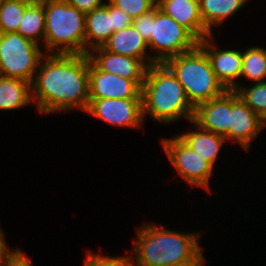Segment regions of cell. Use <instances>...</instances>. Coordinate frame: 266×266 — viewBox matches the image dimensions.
<instances>
[{
	"mask_svg": "<svg viewBox=\"0 0 266 266\" xmlns=\"http://www.w3.org/2000/svg\"><path fill=\"white\" fill-rule=\"evenodd\" d=\"M31 98L41 114L89 106V56L87 54H45L31 83Z\"/></svg>",
	"mask_w": 266,
	"mask_h": 266,
	"instance_id": "1",
	"label": "cell"
},
{
	"mask_svg": "<svg viewBox=\"0 0 266 266\" xmlns=\"http://www.w3.org/2000/svg\"><path fill=\"white\" fill-rule=\"evenodd\" d=\"M135 233L129 251L134 266H205L199 232H178L144 222Z\"/></svg>",
	"mask_w": 266,
	"mask_h": 266,
	"instance_id": "2",
	"label": "cell"
},
{
	"mask_svg": "<svg viewBox=\"0 0 266 266\" xmlns=\"http://www.w3.org/2000/svg\"><path fill=\"white\" fill-rule=\"evenodd\" d=\"M141 94L144 120L149 115L158 124L171 125L181 118L192 121L194 107L188 101L183 86L165 63L148 66Z\"/></svg>",
	"mask_w": 266,
	"mask_h": 266,
	"instance_id": "3",
	"label": "cell"
},
{
	"mask_svg": "<svg viewBox=\"0 0 266 266\" xmlns=\"http://www.w3.org/2000/svg\"><path fill=\"white\" fill-rule=\"evenodd\" d=\"M45 54H86V14L67 0H44Z\"/></svg>",
	"mask_w": 266,
	"mask_h": 266,
	"instance_id": "4",
	"label": "cell"
},
{
	"mask_svg": "<svg viewBox=\"0 0 266 266\" xmlns=\"http://www.w3.org/2000/svg\"><path fill=\"white\" fill-rule=\"evenodd\" d=\"M164 63L175 74L194 108L227 91L215 76L206 52L199 45L191 51L167 59Z\"/></svg>",
	"mask_w": 266,
	"mask_h": 266,
	"instance_id": "5",
	"label": "cell"
},
{
	"mask_svg": "<svg viewBox=\"0 0 266 266\" xmlns=\"http://www.w3.org/2000/svg\"><path fill=\"white\" fill-rule=\"evenodd\" d=\"M148 49L152 50L151 65L194 49L199 41L157 5L152 9V28Z\"/></svg>",
	"mask_w": 266,
	"mask_h": 266,
	"instance_id": "6",
	"label": "cell"
},
{
	"mask_svg": "<svg viewBox=\"0 0 266 266\" xmlns=\"http://www.w3.org/2000/svg\"><path fill=\"white\" fill-rule=\"evenodd\" d=\"M45 52L17 32L0 33V76L32 83Z\"/></svg>",
	"mask_w": 266,
	"mask_h": 266,
	"instance_id": "7",
	"label": "cell"
},
{
	"mask_svg": "<svg viewBox=\"0 0 266 266\" xmlns=\"http://www.w3.org/2000/svg\"><path fill=\"white\" fill-rule=\"evenodd\" d=\"M161 145L178 176L184 179L191 187H200L208 193L212 192L209 183L214 168L207 161L177 135L170 138H162Z\"/></svg>",
	"mask_w": 266,
	"mask_h": 266,
	"instance_id": "8",
	"label": "cell"
},
{
	"mask_svg": "<svg viewBox=\"0 0 266 266\" xmlns=\"http://www.w3.org/2000/svg\"><path fill=\"white\" fill-rule=\"evenodd\" d=\"M86 113L119 128H141L145 122L142 99H89Z\"/></svg>",
	"mask_w": 266,
	"mask_h": 266,
	"instance_id": "9",
	"label": "cell"
},
{
	"mask_svg": "<svg viewBox=\"0 0 266 266\" xmlns=\"http://www.w3.org/2000/svg\"><path fill=\"white\" fill-rule=\"evenodd\" d=\"M141 92L135 81L101 71L89 58V99H142Z\"/></svg>",
	"mask_w": 266,
	"mask_h": 266,
	"instance_id": "10",
	"label": "cell"
},
{
	"mask_svg": "<svg viewBox=\"0 0 266 266\" xmlns=\"http://www.w3.org/2000/svg\"><path fill=\"white\" fill-rule=\"evenodd\" d=\"M266 128L264 121L231 90L230 140L248 151L258 134ZM233 140V141H232Z\"/></svg>",
	"mask_w": 266,
	"mask_h": 266,
	"instance_id": "11",
	"label": "cell"
},
{
	"mask_svg": "<svg viewBox=\"0 0 266 266\" xmlns=\"http://www.w3.org/2000/svg\"><path fill=\"white\" fill-rule=\"evenodd\" d=\"M212 35L207 36L198 45L206 52L215 76L227 90H235L240 84L242 71V51L238 49H219L212 40Z\"/></svg>",
	"mask_w": 266,
	"mask_h": 266,
	"instance_id": "12",
	"label": "cell"
},
{
	"mask_svg": "<svg viewBox=\"0 0 266 266\" xmlns=\"http://www.w3.org/2000/svg\"><path fill=\"white\" fill-rule=\"evenodd\" d=\"M87 55L99 70L133 80L142 88L148 66L141 59L116 54L102 46L92 49Z\"/></svg>",
	"mask_w": 266,
	"mask_h": 266,
	"instance_id": "13",
	"label": "cell"
},
{
	"mask_svg": "<svg viewBox=\"0 0 266 266\" xmlns=\"http://www.w3.org/2000/svg\"><path fill=\"white\" fill-rule=\"evenodd\" d=\"M231 90L194 108L192 121L200 128L230 141Z\"/></svg>",
	"mask_w": 266,
	"mask_h": 266,
	"instance_id": "14",
	"label": "cell"
},
{
	"mask_svg": "<svg viewBox=\"0 0 266 266\" xmlns=\"http://www.w3.org/2000/svg\"><path fill=\"white\" fill-rule=\"evenodd\" d=\"M157 7L186 28L198 41L213 35L204 27L199 0H157Z\"/></svg>",
	"mask_w": 266,
	"mask_h": 266,
	"instance_id": "15",
	"label": "cell"
},
{
	"mask_svg": "<svg viewBox=\"0 0 266 266\" xmlns=\"http://www.w3.org/2000/svg\"><path fill=\"white\" fill-rule=\"evenodd\" d=\"M102 47L116 54L141 59L147 66L151 65V56L147 54L148 43L133 25L112 33Z\"/></svg>",
	"mask_w": 266,
	"mask_h": 266,
	"instance_id": "16",
	"label": "cell"
},
{
	"mask_svg": "<svg viewBox=\"0 0 266 266\" xmlns=\"http://www.w3.org/2000/svg\"><path fill=\"white\" fill-rule=\"evenodd\" d=\"M190 123L195 126L196 130L183 132L177 136L214 168L215 162L219 158V152H221L223 144L226 143V138L200 128L193 121Z\"/></svg>",
	"mask_w": 266,
	"mask_h": 266,
	"instance_id": "17",
	"label": "cell"
},
{
	"mask_svg": "<svg viewBox=\"0 0 266 266\" xmlns=\"http://www.w3.org/2000/svg\"><path fill=\"white\" fill-rule=\"evenodd\" d=\"M112 33V15L109 13V2L105 0L102 6L86 14V54L94 48L103 46Z\"/></svg>",
	"mask_w": 266,
	"mask_h": 266,
	"instance_id": "18",
	"label": "cell"
},
{
	"mask_svg": "<svg viewBox=\"0 0 266 266\" xmlns=\"http://www.w3.org/2000/svg\"><path fill=\"white\" fill-rule=\"evenodd\" d=\"M31 103V83L0 76V110L15 111Z\"/></svg>",
	"mask_w": 266,
	"mask_h": 266,
	"instance_id": "19",
	"label": "cell"
},
{
	"mask_svg": "<svg viewBox=\"0 0 266 266\" xmlns=\"http://www.w3.org/2000/svg\"><path fill=\"white\" fill-rule=\"evenodd\" d=\"M248 0H199L200 15L204 27L212 34L213 27L235 15Z\"/></svg>",
	"mask_w": 266,
	"mask_h": 266,
	"instance_id": "20",
	"label": "cell"
},
{
	"mask_svg": "<svg viewBox=\"0 0 266 266\" xmlns=\"http://www.w3.org/2000/svg\"><path fill=\"white\" fill-rule=\"evenodd\" d=\"M17 33L39 45L45 37L44 0H33L25 9ZM41 40V41H40Z\"/></svg>",
	"mask_w": 266,
	"mask_h": 266,
	"instance_id": "21",
	"label": "cell"
},
{
	"mask_svg": "<svg viewBox=\"0 0 266 266\" xmlns=\"http://www.w3.org/2000/svg\"><path fill=\"white\" fill-rule=\"evenodd\" d=\"M258 83L266 80V50L260 46L249 47L242 51L241 78Z\"/></svg>",
	"mask_w": 266,
	"mask_h": 266,
	"instance_id": "22",
	"label": "cell"
},
{
	"mask_svg": "<svg viewBox=\"0 0 266 266\" xmlns=\"http://www.w3.org/2000/svg\"><path fill=\"white\" fill-rule=\"evenodd\" d=\"M33 0H5L0 7V33L18 31L26 7Z\"/></svg>",
	"mask_w": 266,
	"mask_h": 266,
	"instance_id": "23",
	"label": "cell"
},
{
	"mask_svg": "<svg viewBox=\"0 0 266 266\" xmlns=\"http://www.w3.org/2000/svg\"><path fill=\"white\" fill-rule=\"evenodd\" d=\"M234 91L252 111L266 121V81L253 83L249 88L239 84Z\"/></svg>",
	"mask_w": 266,
	"mask_h": 266,
	"instance_id": "24",
	"label": "cell"
},
{
	"mask_svg": "<svg viewBox=\"0 0 266 266\" xmlns=\"http://www.w3.org/2000/svg\"><path fill=\"white\" fill-rule=\"evenodd\" d=\"M115 7L121 9L132 19L151 11L156 5L157 0H107Z\"/></svg>",
	"mask_w": 266,
	"mask_h": 266,
	"instance_id": "25",
	"label": "cell"
},
{
	"mask_svg": "<svg viewBox=\"0 0 266 266\" xmlns=\"http://www.w3.org/2000/svg\"><path fill=\"white\" fill-rule=\"evenodd\" d=\"M83 266H134L130 254L124 256H106L102 254L88 252L85 255Z\"/></svg>",
	"mask_w": 266,
	"mask_h": 266,
	"instance_id": "26",
	"label": "cell"
},
{
	"mask_svg": "<svg viewBox=\"0 0 266 266\" xmlns=\"http://www.w3.org/2000/svg\"><path fill=\"white\" fill-rule=\"evenodd\" d=\"M109 13L112 15L113 33L132 25L133 19L121 9L109 2Z\"/></svg>",
	"mask_w": 266,
	"mask_h": 266,
	"instance_id": "27",
	"label": "cell"
},
{
	"mask_svg": "<svg viewBox=\"0 0 266 266\" xmlns=\"http://www.w3.org/2000/svg\"><path fill=\"white\" fill-rule=\"evenodd\" d=\"M132 25L141 34L146 42L150 40L152 28V10L133 19Z\"/></svg>",
	"mask_w": 266,
	"mask_h": 266,
	"instance_id": "28",
	"label": "cell"
},
{
	"mask_svg": "<svg viewBox=\"0 0 266 266\" xmlns=\"http://www.w3.org/2000/svg\"><path fill=\"white\" fill-rule=\"evenodd\" d=\"M67 2L85 14L92 12L105 3L104 0H67Z\"/></svg>",
	"mask_w": 266,
	"mask_h": 266,
	"instance_id": "29",
	"label": "cell"
},
{
	"mask_svg": "<svg viewBox=\"0 0 266 266\" xmlns=\"http://www.w3.org/2000/svg\"><path fill=\"white\" fill-rule=\"evenodd\" d=\"M6 234H4L3 228L0 226V265L5 264L6 261L18 250L19 247L16 249H10V246L7 244L5 239ZM9 246V247H8Z\"/></svg>",
	"mask_w": 266,
	"mask_h": 266,
	"instance_id": "30",
	"label": "cell"
},
{
	"mask_svg": "<svg viewBox=\"0 0 266 266\" xmlns=\"http://www.w3.org/2000/svg\"><path fill=\"white\" fill-rule=\"evenodd\" d=\"M6 266H34L30 257L25 255L23 251L18 250L6 261Z\"/></svg>",
	"mask_w": 266,
	"mask_h": 266,
	"instance_id": "31",
	"label": "cell"
},
{
	"mask_svg": "<svg viewBox=\"0 0 266 266\" xmlns=\"http://www.w3.org/2000/svg\"><path fill=\"white\" fill-rule=\"evenodd\" d=\"M5 0H0V7H1V5H2V3L4 2Z\"/></svg>",
	"mask_w": 266,
	"mask_h": 266,
	"instance_id": "32",
	"label": "cell"
}]
</instances>
